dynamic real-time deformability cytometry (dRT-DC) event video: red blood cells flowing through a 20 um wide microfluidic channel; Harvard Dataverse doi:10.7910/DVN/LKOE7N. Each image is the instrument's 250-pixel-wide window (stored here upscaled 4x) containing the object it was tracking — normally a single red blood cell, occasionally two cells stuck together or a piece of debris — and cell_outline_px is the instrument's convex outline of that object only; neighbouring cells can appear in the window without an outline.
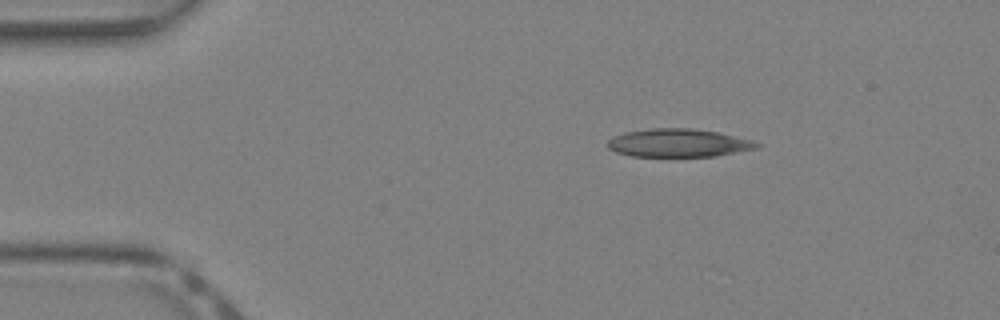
{"species": "Egyptian fruit bat (a non-hibernating species)", "species_latin": "Rousettus aegyptiacus", "temperature_condition": "warm", "stored_images_in_passage": 34, "camera_frame_rate_fps": 3000, "um_per_image_px": 0.085, "animal": {"sex": "female"}, "frame": {"image": 1, "passage_image": 1, "time_ms": 0.0, "image_size_px": [1000, 320], "cell_outline_px": [[760, 148], [716, 156], [632, 156], [616, 152], [608, 148], [608, 140], [612, 136], [624, 132], [652, 128], [692, 128], [716, 132], [752, 140], [760, 144]], "centroid_in_image_um": [57.66, 12.15], "position_along_channel_um": 27.3, "area_um2": 24.45}}
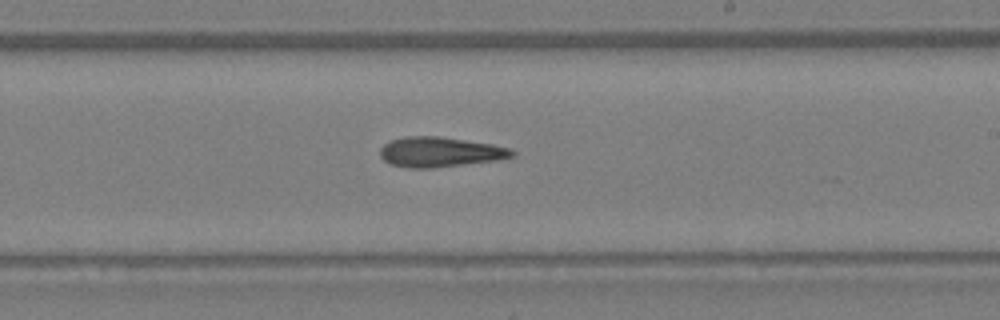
{"frame": {"image": 2, "passage_image": 18, "time_ms": 5.667, "image_size_px": [1000, 320], "cell_outline_px": [[516, 156], [496, 160], [432, 168], [408, 168], [392, 164], [384, 160], [380, 156], [380, 148], [388, 140], [408, 136], [440, 136], [492, 144], [508, 148], [516, 152]], "centroid_in_image_um": [37.38, 12.91], "position_along_channel_um": 251.6, "area_um2": 23.06}}
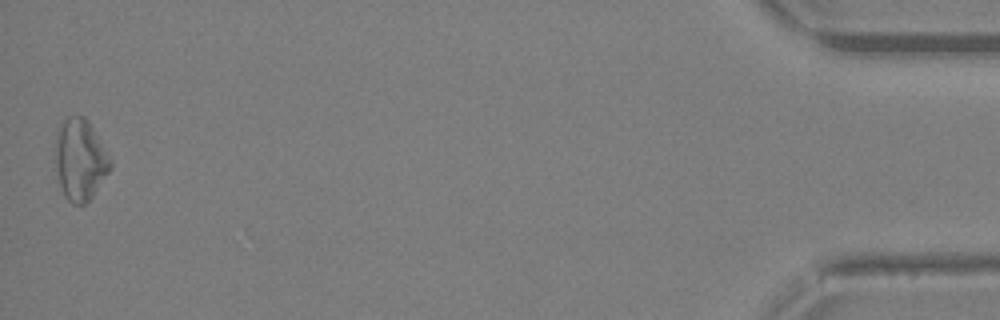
{"frame": {"image": 3, "passage_image": 34, "time_ms": 11.0, "image_size_px": [1000, 320], "cell_outline_px": [[112, 168], [92, 196], [84, 204], [72, 204], [64, 196], [60, 184], [56, 164], [56, 132], [60, 124], [68, 116], [84, 116], [88, 120], [112, 160]], "centroid_in_image_um": [6.82, 13.56], "position_along_channel_um": 428.4, "area_um2": 25.89}}